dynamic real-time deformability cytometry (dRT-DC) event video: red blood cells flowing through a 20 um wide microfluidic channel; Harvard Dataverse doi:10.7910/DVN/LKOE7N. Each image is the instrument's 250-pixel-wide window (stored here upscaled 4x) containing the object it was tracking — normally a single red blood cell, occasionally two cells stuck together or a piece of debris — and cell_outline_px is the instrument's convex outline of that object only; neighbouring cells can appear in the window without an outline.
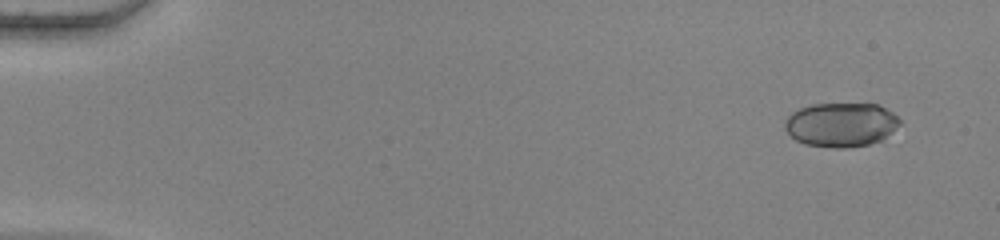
{"species": "human", "species_latin": "Homo sapiens", "temperature_condition": "warm", "stored_images_in_passage": 52, "camera_frame_rate_fps": 3000, "um_per_image_px": 0.085, "donor": {"sex": "female"}, "frame": {"image": 1, "passage_image": 1, "time_ms": 0.0, "image_size_px": [1000, 240], "cell_outline_px": [[900, 124], [892, 132], [880, 140], [868, 144], [848, 148], [832, 148], [804, 144], [796, 140], [784, 128], [784, 120], [792, 112], [800, 108], [812, 104], [876, 104], [892, 112], [900, 120]], "centroid_in_image_um": [71.46, 10.6], "position_along_channel_um": 13.5, "area_um2": 29.54}}
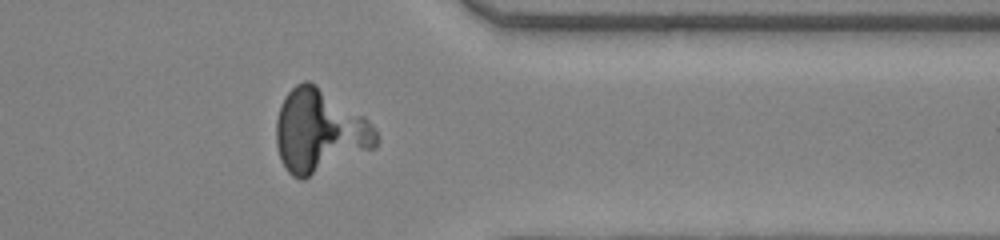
{"frame": {"image": 2, "passage_image": 42, "time_ms": 13.667, "image_size_px": [1000, 240], "cell_outline_px": [[380, 140], [376, 148], [304, 180], [300, 180], [292, 176], [288, 172], [280, 160], [276, 144], [276, 120], [280, 104], [288, 92], [296, 84], [304, 80], [308, 80], [316, 84], [364, 116], [376, 128]], "centroid_in_image_um": [27.17, 11.17], "position_along_channel_um": 384.2, "area_um2": 49.07}}
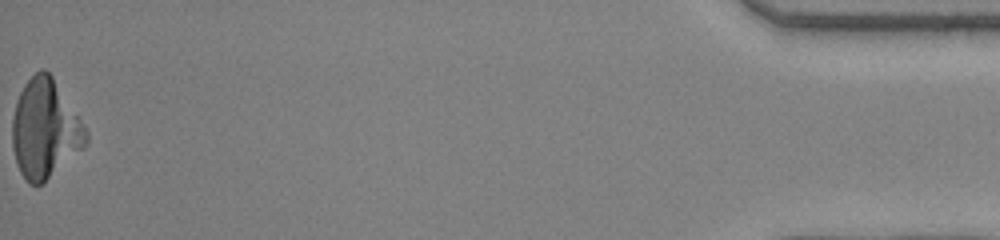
{"frame": {"image": 3, "passage_image": 52, "time_ms": 17.0, "image_size_px": [1000, 240], "cell_outline_px": [[88, 144], [84, 148], [36, 188], [28, 184], [20, 172], [16, 164], [12, 148], [12, 116], [16, 100], [24, 84], [40, 68], [44, 68], [52, 76], [88, 132]], "centroid_in_image_um": [3.8, 10.99], "position_along_channel_um": 431.4, "area_um2": 42.48}}